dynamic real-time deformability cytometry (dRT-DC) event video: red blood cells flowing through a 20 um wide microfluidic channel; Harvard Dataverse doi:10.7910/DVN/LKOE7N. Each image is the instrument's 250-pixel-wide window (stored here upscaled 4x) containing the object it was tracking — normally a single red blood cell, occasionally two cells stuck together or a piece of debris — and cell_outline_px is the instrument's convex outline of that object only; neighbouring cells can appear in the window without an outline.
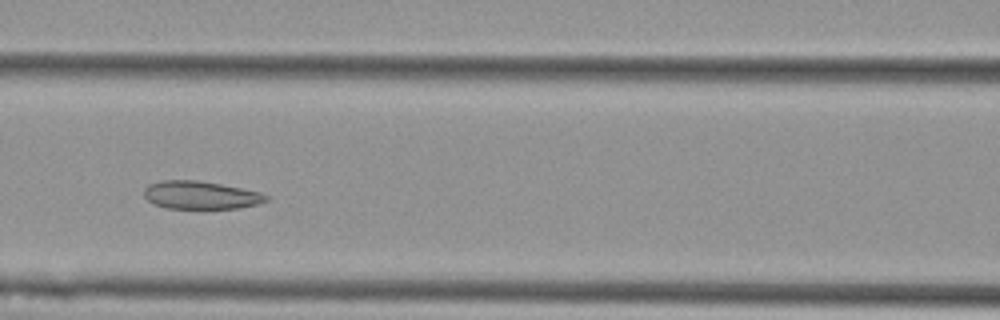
{"species": "Egyptian fruit bat (a non-hibernating species)", "species_latin": "Rousettus aegyptiacus", "temperature_condition": "cold", "stored_images_in_passage": 6, "camera_frame_rate_fps": 3000, "um_per_image_px": 0.085, "animal": {"sex": "female"}, "frame": {"image": 1, "passage_image": 5, "time_ms": 1.333, "image_size_px": [1000, 320], "cell_outline_px": [[268, 200], [260, 204], [240, 208], [164, 208], [152, 204], [144, 196], [144, 188], [148, 184], [160, 180], [196, 180], [220, 184], [260, 192], [268, 196]], "centroid_in_image_um": [17.03, 16.58], "position_along_channel_um": 149.6, "area_um2": 20.0}}
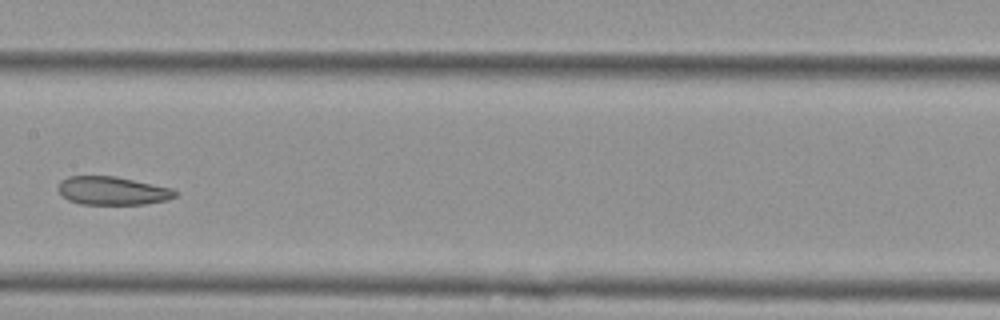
{"frame": {"image": 2, "passage_image": 6, "time_ms": 1.667, "image_size_px": [1000, 320], "cell_outline_px": [[180, 192], [176, 196], [168, 200], [144, 204], [80, 204], [68, 200], [60, 192], [60, 180], [68, 176], [116, 176], [172, 188]], "centroid_in_image_um": [9.61, 16.21], "position_along_channel_um": 197.8, "area_um2": 19.31}}